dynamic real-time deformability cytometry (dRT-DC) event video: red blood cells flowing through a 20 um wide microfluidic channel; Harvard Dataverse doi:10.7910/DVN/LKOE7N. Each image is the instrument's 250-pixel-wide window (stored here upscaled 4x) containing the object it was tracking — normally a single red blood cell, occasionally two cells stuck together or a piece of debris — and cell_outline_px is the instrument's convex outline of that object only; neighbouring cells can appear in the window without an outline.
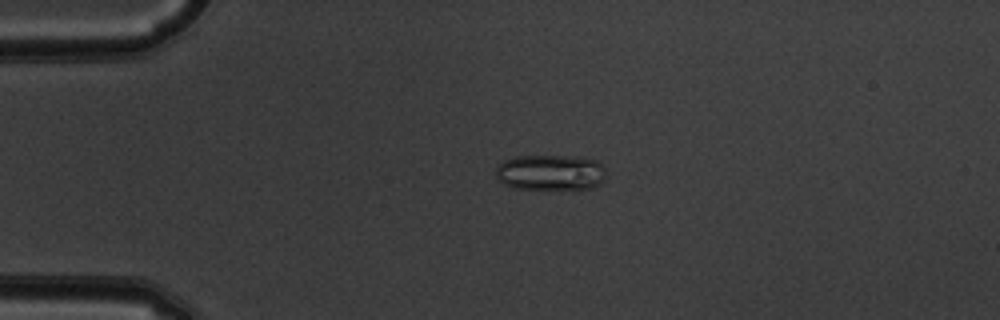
{"species": "common noctule bat (a hibernating species)", "species_latin": "Nyctalus noctula", "temperature_condition": "warm", "stored_images_in_passage": 45, "camera_frame_rate_fps": 3000, "um_per_image_px": 0.085, "animal": {"sex": "male", "body_mass_g": 19.5, "forearm_length_mm": 54.6}, "frame": {"image": 1, "passage_image": 5, "time_ms": 1.333, "image_size_px": [1000, 320], "cell_outline_px": [[604, 180], [600, 184], [576, 192], [572, 192], [512, 188], [496, 180], [496, 168], [504, 160], [516, 156], [576, 156], [596, 160], [604, 168]], "centroid_in_image_um": [46.79, 14.71], "position_along_channel_um": 38.2, "area_um2": 23.93}}
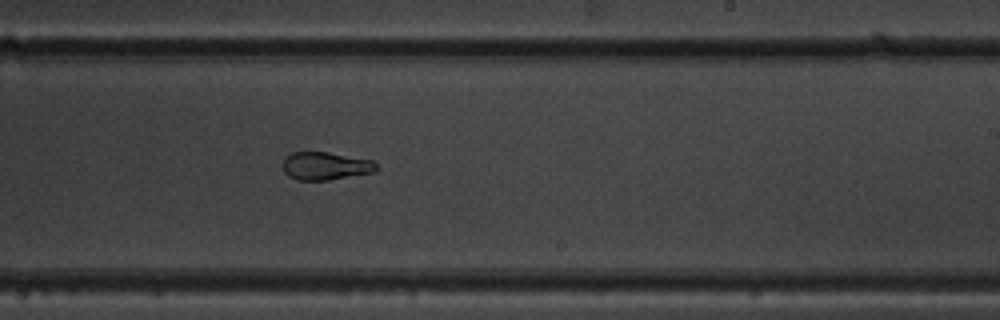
{"frame": {"image": 2, "passage_image": 25, "time_ms": 8.0, "image_size_px": [1000, 320], "cell_outline_px": [[380, 168], [376, 172], [328, 180], [296, 180], [288, 176], [284, 172], [284, 160], [292, 152], [328, 152], [372, 160]], "centroid_in_image_um": [27.71, 14.11], "position_along_channel_um": 261.3, "area_um2": 15.26}}
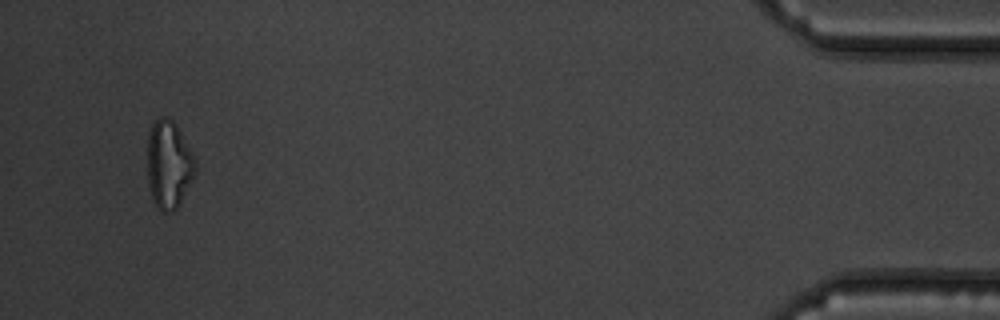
{"frame": {"image": 3, "passage_image": 43, "time_ms": 14.0, "image_size_px": [1000, 320], "cell_outline_px": [[196, 176], [176, 208], [172, 212], [160, 212], [156, 208], [152, 200], [148, 184], [148, 136], [152, 124], [160, 116], [168, 116], [176, 124], [196, 160]], "centroid_in_image_um": [14.35, 14.01], "position_along_channel_um": 420.8, "area_um2": 24.85}, "authors_computed_cell_mechanics": {"area_um2": 17.8024, "velocity_mm_per_s": 3.8833, "shape_relaxation_time_tau1_ms": null, "shape_relaxation_time_tau2_ms": 2.5933, "deformation_change_tau1": null, "deformation_change_tau2": 0.0907}}